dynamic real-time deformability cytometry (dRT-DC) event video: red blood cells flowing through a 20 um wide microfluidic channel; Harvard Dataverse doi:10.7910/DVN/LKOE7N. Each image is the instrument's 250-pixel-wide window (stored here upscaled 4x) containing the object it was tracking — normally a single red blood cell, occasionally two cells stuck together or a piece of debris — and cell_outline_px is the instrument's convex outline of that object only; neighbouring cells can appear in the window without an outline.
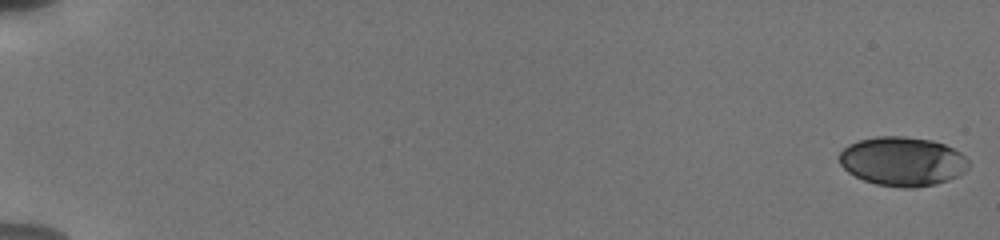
{"species": "human", "species_latin": "Homo sapiens", "temperature_condition": "cold", "stored_images_in_passage": 56, "camera_frame_rate_fps": 3000, "um_per_image_px": 0.085, "donor": {"sex": "male"}, "frame": {"image": 1, "passage_image": 1, "time_ms": 0.0, "image_size_px": [1000, 240], "cell_outline_px": [[968, 168], [964, 172], [948, 180], [936, 184], [916, 188], [904, 188], [876, 184], [864, 180], [848, 172], [840, 164], [840, 152], [848, 144], [860, 140], [876, 136], [904, 136], [932, 140], [944, 144], [960, 152], [968, 160]], "centroid_in_image_um": [76.71, 13.71], "position_along_channel_um": 8.3, "area_um2": 36.99}}
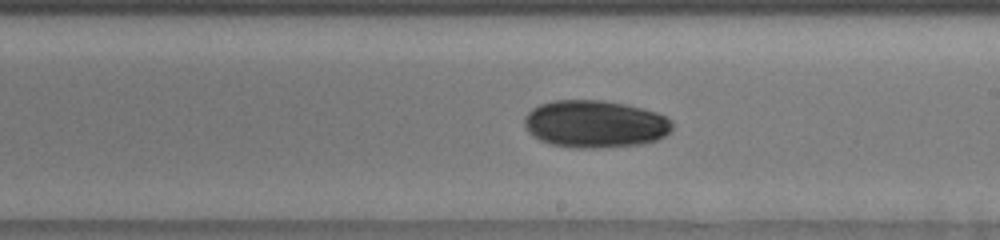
{"frame": {"image": 2, "passage_image": 35, "time_ms": 11.333, "image_size_px": [1000, 240], "cell_outline_px": [[672, 128], [664, 136], [656, 140], [640, 144], [596, 148], [572, 148], [552, 144], [540, 140], [532, 136], [528, 132], [524, 124], [524, 116], [532, 108], [540, 104], [552, 100], [604, 100], [624, 104], [656, 112], [672, 120]], "centroid_in_image_um": [50.54, 10.54], "position_along_channel_um": 238.5, "area_um2": 40.92}}
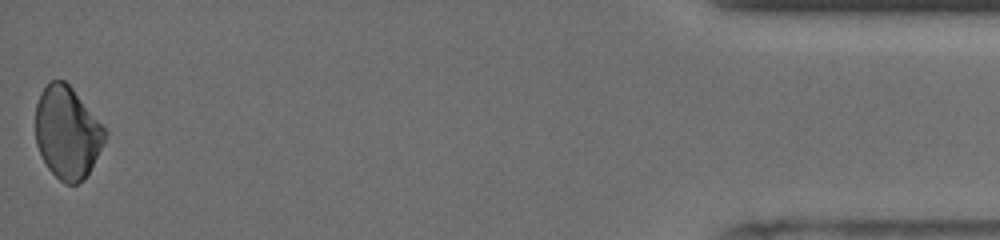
{"frame": {"image": 3, "passage_image": 56, "time_ms": 18.333, "image_size_px": [1000, 240], "cell_outline_px": [[108, 132], [88, 176], [84, 180], [76, 184], [64, 184], [48, 168], [36, 144], [36, 104], [40, 92], [48, 80], [64, 80], [72, 88]], "centroid_in_image_um": [5.71, 11.27], "position_along_channel_um": 429.5, "area_um2": 37.22}, "authors_computed_cell_mechanics": {"area_um2": 38.0035, "velocity_mm_per_s": 3.8141, "shape_relaxation_time_tau1_ms": 3.7903, "shape_relaxation_time_tau2_ms": null, "deformation_change_tau1": 0.0922, "deformation_change_tau2": null}}